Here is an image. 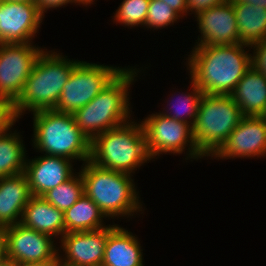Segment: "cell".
<instances>
[{"label": "cell", "instance_id": "obj_3", "mask_svg": "<svg viewBox=\"0 0 266 266\" xmlns=\"http://www.w3.org/2000/svg\"><path fill=\"white\" fill-rule=\"evenodd\" d=\"M84 194L106 218L133 217L141 213L142 203L131 174L102 168L90 160L82 164Z\"/></svg>", "mask_w": 266, "mask_h": 266}, {"label": "cell", "instance_id": "obj_24", "mask_svg": "<svg viewBox=\"0 0 266 266\" xmlns=\"http://www.w3.org/2000/svg\"><path fill=\"white\" fill-rule=\"evenodd\" d=\"M190 79V86L192 87V91L190 93L188 92L187 94L185 92L180 93L181 96L179 95V98H176L177 102L174 104L172 103V101L175 102L174 100H172L171 102L170 100H168L167 106L168 102L172 105L169 104V108L166 106V109L168 110L164 108L162 112L160 111V113H162L166 117L186 122L193 127L197 119L199 104L204 93L198 88L191 77Z\"/></svg>", "mask_w": 266, "mask_h": 266}, {"label": "cell", "instance_id": "obj_25", "mask_svg": "<svg viewBox=\"0 0 266 266\" xmlns=\"http://www.w3.org/2000/svg\"><path fill=\"white\" fill-rule=\"evenodd\" d=\"M76 173L64 183L47 191L42 197L59 210L69 209L84 195L82 175L80 172Z\"/></svg>", "mask_w": 266, "mask_h": 266}, {"label": "cell", "instance_id": "obj_35", "mask_svg": "<svg viewBox=\"0 0 266 266\" xmlns=\"http://www.w3.org/2000/svg\"><path fill=\"white\" fill-rule=\"evenodd\" d=\"M0 266H18V264L3 255L0 258Z\"/></svg>", "mask_w": 266, "mask_h": 266}, {"label": "cell", "instance_id": "obj_1", "mask_svg": "<svg viewBox=\"0 0 266 266\" xmlns=\"http://www.w3.org/2000/svg\"><path fill=\"white\" fill-rule=\"evenodd\" d=\"M188 55L189 75L206 94L231 96L251 67L249 45H194ZM247 50V51H245Z\"/></svg>", "mask_w": 266, "mask_h": 266}, {"label": "cell", "instance_id": "obj_17", "mask_svg": "<svg viewBox=\"0 0 266 266\" xmlns=\"http://www.w3.org/2000/svg\"><path fill=\"white\" fill-rule=\"evenodd\" d=\"M32 194L25 173L0 177V228L20 223Z\"/></svg>", "mask_w": 266, "mask_h": 266}, {"label": "cell", "instance_id": "obj_38", "mask_svg": "<svg viewBox=\"0 0 266 266\" xmlns=\"http://www.w3.org/2000/svg\"><path fill=\"white\" fill-rule=\"evenodd\" d=\"M83 1L87 4V6L93 4V0H83Z\"/></svg>", "mask_w": 266, "mask_h": 266}, {"label": "cell", "instance_id": "obj_16", "mask_svg": "<svg viewBox=\"0 0 266 266\" xmlns=\"http://www.w3.org/2000/svg\"><path fill=\"white\" fill-rule=\"evenodd\" d=\"M24 173L32 196L40 197L75 174L72 160L44 154L30 160L27 158Z\"/></svg>", "mask_w": 266, "mask_h": 266}, {"label": "cell", "instance_id": "obj_18", "mask_svg": "<svg viewBox=\"0 0 266 266\" xmlns=\"http://www.w3.org/2000/svg\"><path fill=\"white\" fill-rule=\"evenodd\" d=\"M24 226L60 239L66 234L64 211L43 197L32 196L24 208L21 222Z\"/></svg>", "mask_w": 266, "mask_h": 266}, {"label": "cell", "instance_id": "obj_26", "mask_svg": "<svg viewBox=\"0 0 266 266\" xmlns=\"http://www.w3.org/2000/svg\"><path fill=\"white\" fill-rule=\"evenodd\" d=\"M150 0H123L113 21L128 27L145 26Z\"/></svg>", "mask_w": 266, "mask_h": 266}, {"label": "cell", "instance_id": "obj_30", "mask_svg": "<svg viewBox=\"0 0 266 266\" xmlns=\"http://www.w3.org/2000/svg\"><path fill=\"white\" fill-rule=\"evenodd\" d=\"M76 4V5H84L87 7V4L83 0H35V4L37 5L38 10L44 16V14L49 10L57 7H62L67 4Z\"/></svg>", "mask_w": 266, "mask_h": 266}, {"label": "cell", "instance_id": "obj_23", "mask_svg": "<svg viewBox=\"0 0 266 266\" xmlns=\"http://www.w3.org/2000/svg\"><path fill=\"white\" fill-rule=\"evenodd\" d=\"M16 130L0 134V177L14 176L25 171L26 150Z\"/></svg>", "mask_w": 266, "mask_h": 266}, {"label": "cell", "instance_id": "obj_2", "mask_svg": "<svg viewBox=\"0 0 266 266\" xmlns=\"http://www.w3.org/2000/svg\"><path fill=\"white\" fill-rule=\"evenodd\" d=\"M137 68H124L94 99L72 115L76 125L92 141L101 133L131 121L130 85Z\"/></svg>", "mask_w": 266, "mask_h": 266}, {"label": "cell", "instance_id": "obj_34", "mask_svg": "<svg viewBox=\"0 0 266 266\" xmlns=\"http://www.w3.org/2000/svg\"><path fill=\"white\" fill-rule=\"evenodd\" d=\"M235 3L250 4L251 6H258L266 9V0H233Z\"/></svg>", "mask_w": 266, "mask_h": 266}, {"label": "cell", "instance_id": "obj_8", "mask_svg": "<svg viewBox=\"0 0 266 266\" xmlns=\"http://www.w3.org/2000/svg\"><path fill=\"white\" fill-rule=\"evenodd\" d=\"M124 68L79 61L54 110L73 114L94 99Z\"/></svg>", "mask_w": 266, "mask_h": 266}, {"label": "cell", "instance_id": "obj_27", "mask_svg": "<svg viewBox=\"0 0 266 266\" xmlns=\"http://www.w3.org/2000/svg\"><path fill=\"white\" fill-rule=\"evenodd\" d=\"M180 18L182 17L165 2L161 0H150L145 27L153 28L154 30L163 29L166 26L173 25Z\"/></svg>", "mask_w": 266, "mask_h": 266}, {"label": "cell", "instance_id": "obj_39", "mask_svg": "<svg viewBox=\"0 0 266 266\" xmlns=\"http://www.w3.org/2000/svg\"><path fill=\"white\" fill-rule=\"evenodd\" d=\"M262 117L265 119V121H266V109H265V111H264V113L262 114Z\"/></svg>", "mask_w": 266, "mask_h": 266}, {"label": "cell", "instance_id": "obj_6", "mask_svg": "<svg viewBox=\"0 0 266 266\" xmlns=\"http://www.w3.org/2000/svg\"><path fill=\"white\" fill-rule=\"evenodd\" d=\"M33 147L44 155L87 162L91 141L70 113L43 110L33 113Z\"/></svg>", "mask_w": 266, "mask_h": 266}, {"label": "cell", "instance_id": "obj_7", "mask_svg": "<svg viewBox=\"0 0 266 266\" xmlns=\"http://www.w3.org/2000/svg\"><path fill=\"white\" fill-rule=\"evenodd\" d=\"M242 117L240 107L232 96L204 93L192 127L199 152L204 157L212 158L238 126Z\"/></svg>", "mask_w": 266, "mask_h": 266}, {"label": "cell", "instance_id": "obj_32", "mask_svg": "<svg viewBox=\"0 0 266 266\" xmlns=\"http://www.w3.org/2000/svg\"><path fill=\"white\" fill-rule=\"evenodd\" d=\"M168 4L181 17L188 14L187 0H161Z\"/></svg>", "mask_w": 266, "mask_h": 266}, {"label": "cell", "instance_id": "obj_22", "mask_svg": "<svg viewBox=\"0 0 266 266\" xmlns=\"http://www.w3.org/2000/svg\"><path fill=\"white\" fill-rule=\"evenodd\" d=\"M106 216L100 208L85 194L69 209L64 211L66 233L83 232L105 228Z\"/></svg>", "mask_w": 266, "mask_h": 266}, {"label": "cell", "instance_id": "obj_28", "mask_svg": "<svg viewBox=\"0 0 266 266\" xmlns=\"http://www.w3.org/2000/svg\"><path fill=\"white\" fill-rule=\"evenodd\" d=\"M18 119L15 103L9 98L0 96V134L11 130Z\"/></svg>", "mask_w": 266, "mask_h": 266}, {"label": "cell", "instance_id": "obj_10", "mask_svg": "<svg viewBox=\"0 0 266 266\" xmlns=\"http://www.w3.org/2000/svg\"><path fill=\"white\" fill-rule=\"evenodd\" d=\"M28 43H0V96L14 103L44 49Z\"/></svg>", "mask_w": 266, "mask_h": 266}, {"label": "cell", "instance_id": "obj_15", "mask_svg": "<svg viewBox=\"0 0 266 266\" xmlns=\"http://www.w3.org/2000/svg\"><path fill=\"white\" fill-rule=\"evenodd\" d=\"M197 19L199 33L195 45H232L239 43V31L235 10L230 1L203 10L194 16Z\"/></svg>", "mask_w": 266, "mask_h": 266}, {"label": "cell", "instance_id": "obj_13", "mask_svg": "<svg viewBox=\"0 0 266 266\" xmlns=\"http://www.w3.org/2000/svg\"><path fill=\"white\" fill-rule=\"evenodd\" d=\"M266 156V121L262 116H243L225 143L212 156L215 159Z\"/></svg>", "mask_w": 266, "mask_h": 266}, {"label": "cell", "instance_id": "obj_14", "mask_svg": "<svg viewBox=\"0 0 266 266\" xmlns=\"http://www.w3.org/2000/svg\"><path fill=\"white\" fill-rule=\"evenodd\" d=\"M43 19L35 3L0 0V43L32 42Z\"/></svg>", "mask_w": 266, "mask_h": 266}, {"label": "cell", "instance_id": "obj_20", "mask_svg": "<svg viewBox=\"0 0 266 266\" xmlns=\"http://www.w3.org/2000/svg\"><path fill=\"white\" fill-rule=\"evenodd\" d=\"M231 96L242 116H262L266 109V77L251 66Z\"/></svg>", "mask_w": 266, "mask_h": 266}, {"label": "cell", "instance_id": "obj_5", "mask_svg": "<svg viewBox=\"0 0 266 266\" xmlns=\"http://www.w3.org/2000/svg\"><path fill=\"white\" fill-rule=\"evenodd\" d=\"M138 123L131 120L96 136L91 141L90 161L131 175L145 162H150L144 129L142 123Z\"/></svg>", "mask_w": 266, "mask_h": 266}, {"label": "cell", "instance_id": "obj_36", "mask_svg": "<svg viewBox=\"0 0 266 266\" xmlns=\"http://www.w3.org/2000/svg\"><path fill=\"white\" fill-rule=\"evenodd\" d=\"M3 256V237L0 231V258Z\"/></svg>", "mask_w": 266, "mask_h": 266}, {"label": "cell", "instance_id": "obj_31", "mask_svg": "<svg viewBox=\"0 0 266 266\" xmlns=\"http://www.w3.org/2000/svg\"><path fill=\"white\" fill-rule=\"evenodd\" d=\"M227 1L229 0H187L188 13L191 12V15L194 13V15L196 16L203 10H208L213 6L222 4Z\"/></svg>", "mask_w": 266, "mask_h": 266}, {"label": "cell", "instance_id": "obj_12", "mask_svg": "<svg viewBox=\"0 0 266 266\" xmlns=\"http://www.w3.org/2000/svg\"><path fill=\"white\" fill-rule=\"evenodd\" d=\"M117 226L114 223L97 230L64 234L59 239V248L65 253L64 257L59 254L62 266H101L108 235Z\"/></svg>", "mask_w": 266, "mask_h": 266}, {"label": "cell", "instance_id": "obj_29", "mask_svg": "<svg viewBox=\"0 0 266 266\" xmlns=\"http://www.w3.org/2000/svg\"><path fill=\"white\" fill-rule=\"evenodd\" d=\"M250 48L254 50L251 54V66L266 77V39L250 45Z\"/></svg>", "mask_w": 266, "mask_h": 266}, {"label": "cell", "instance_id": "obj_33", "mask_svg": "<svg viewBox=\"0 0 266 266\" xmlns=\"http://www.w3.org/2000/svg\"><path fill=\"white\" fill-rule=\"evenodd\" d=\"M18 266H62L59 258V253L50 260L44 261V262H35V263H25Z\"/></svg>", "mask_w": 266, "mask_h": 266}, {"label": "cell", "instance_id": "obj_4", "mask_svg": "<svg viewBox=\"0 0 266 266\" xmlns=\"http://www.w3.org/2000/svg\"><path fill=\"white\" fill-rule=\"evenodd\" d=\"M66 57V58H65ZM53 50L43 52L36 59L20 97L15 102L19 118L28 110L31 113L54 110L63 86L79 60L67 59Z\"/></svg>", "mask_w": 266, "mask_h": 266}, {"label": "cell", "instance_id": "obj_9", "mask_svg": "<svg viewBox=\"0 0 266 266\" xmlns=\"http://www.w3.org/2000/svg\"><path fill=\"white\" fill-rule=\"evenodd\" d=\"M141 123L151 159L161 154H181L186 147H188L186 160H198L204 157L194 141L193 128L190 124L166 117L160 112L148 115Z\"/></svg>", "mask_w": 266, "mask_h": 266}, {"label": "cell", "instance_id": "obj_19", "mask_svg": "<svg viewBox=\"0 0 266 266\" xmlns=\"http://www.w3.org/2000/svg\"><path fill=\"white\" fill-rule=\"evenodd\" d=\"M140 245L138 237L118 225L108 235L101 266H144Z\"/></svg>", "mask_w": 266, "mask_h": 266}, {"label": "cell", "instance_id": "obj_21", "mask_svg": "<svg viewBox=\"0 0 266 266\" xmlns=\"http://www.w3.org/2000/svg\"><path fill=\"white\" fill-rule=\"evenodd\" d=\"M235 18L239 31V43L252 45L266 39V9L257 5L235 3Z\"/></svg>", "mask_w": 266, "mask_h": 266}, {"label": "cell", "instance_id": "obj_37", "mask_svg": "<svg viewBox=\"0 0 266 266\" xmlns=\"http://www.w3.org/2000/svg\"><path fill=\"white\" fill-rule=\"evenodd\" d=\"M2 1H16V2H29V3H35V0H2Z\"/></svg>", "mask_w": 266, "mask_h": 266}, {"label": "cell", "instance_id": "obj_11", "mask_svg": "<svg viewBox=\"0 0 266 266\" xmlns=\"http://www.w3.org/2000/svg\"><path fill=\"white\" fill-rule=\"evenodd\" d=\"M3 237V255L18 265L44 262L53 259L59 248L54 238L16 223L1 230Z\"/></svg>", "mask_w": 266, "mask_h": 266}]
</instances>
